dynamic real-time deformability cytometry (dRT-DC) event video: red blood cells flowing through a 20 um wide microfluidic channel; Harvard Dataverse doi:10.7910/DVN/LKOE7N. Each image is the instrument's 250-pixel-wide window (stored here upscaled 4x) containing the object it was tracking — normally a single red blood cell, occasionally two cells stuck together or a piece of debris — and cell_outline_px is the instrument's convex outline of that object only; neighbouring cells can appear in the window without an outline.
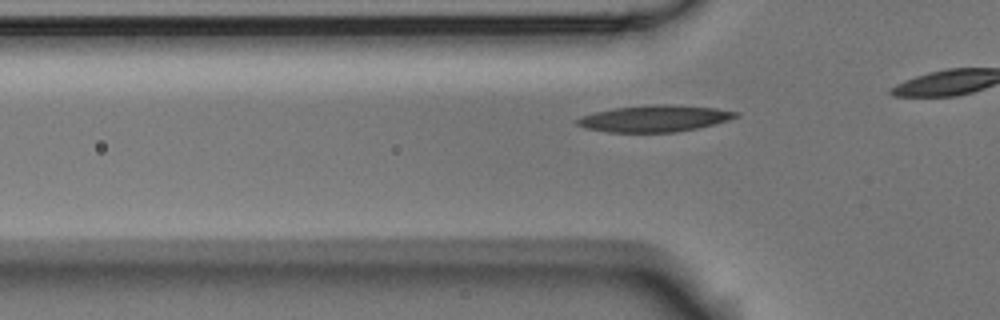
{"species": "Egyptian fruit bat (a non-hibernating species)", "species_latin": "Rousettus aegyptiacus", "temperature_condition": "room temperature", "stored_images_in_passage": 36, "camera_frame_rate_fps": 3000, "um_per_image_px": 0.085, "animal": {"sex": "male"}, "frame": {"image": 1, "passage_image": 9, "time_ms": 2.667, "image_size_px": [1000, 320], "cell_outline_px": [[740, 116], [728, 120], [696, 128], [676, 132], [608, 132], [584, 128], [576, 124], [576, 120], [580, 116], [612, 108], [656, 104], [668, 104], [716, 108], [740, 112]], "centroid_in_image_um": [55.63, 10.07], "position_along_channel_um": 70.2, "area_um2": 24.51}}
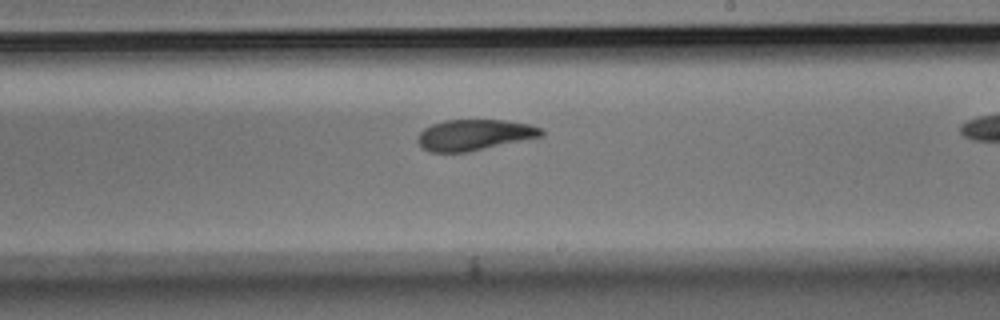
{"frame": {"image": 2, "passage_image": 24, "time_ms": 7.667, "image_size_px": [1000, 320], "cell_outline_px": [[544, 136], [464, 152], [428, 152], [416, 140], [420, 132], [424, 128], [432, 124], [444, 120], [504, 120], [528, 124], [540, 128], [544, 132]], "centroid_in_image_um": [40.3, 11.46], "position_along_channel_um": 248.7, "area_um2": 22.02}}
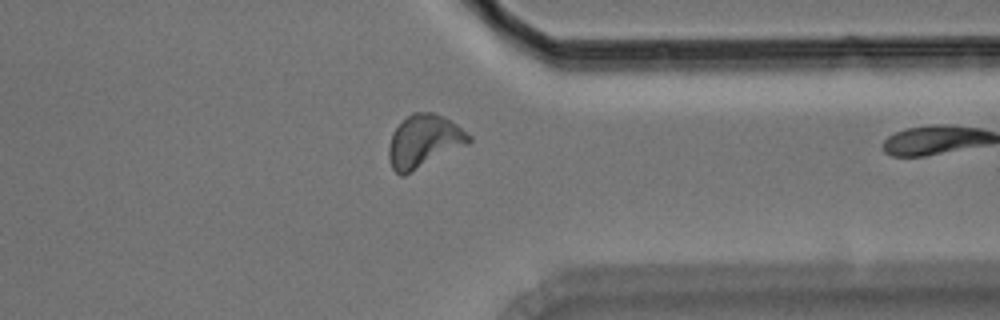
{"frame": {"image": 3, "passage_image": 35, "time_ms": 11.333, "image_size_px": [1000, 320], "cell_outline_px": [[472, 140], [468, 144], [404, 176], [400, 176], [392, 168], [388, 160], [388, 148], [392, 132], [412, 112], [432, 112], [444, 116], [456, 124], [472, 136]], "centroid_in_image_um": [36.03, 12.01], "position_along_channel_um": 375.4, "area_um2": 24.68}}